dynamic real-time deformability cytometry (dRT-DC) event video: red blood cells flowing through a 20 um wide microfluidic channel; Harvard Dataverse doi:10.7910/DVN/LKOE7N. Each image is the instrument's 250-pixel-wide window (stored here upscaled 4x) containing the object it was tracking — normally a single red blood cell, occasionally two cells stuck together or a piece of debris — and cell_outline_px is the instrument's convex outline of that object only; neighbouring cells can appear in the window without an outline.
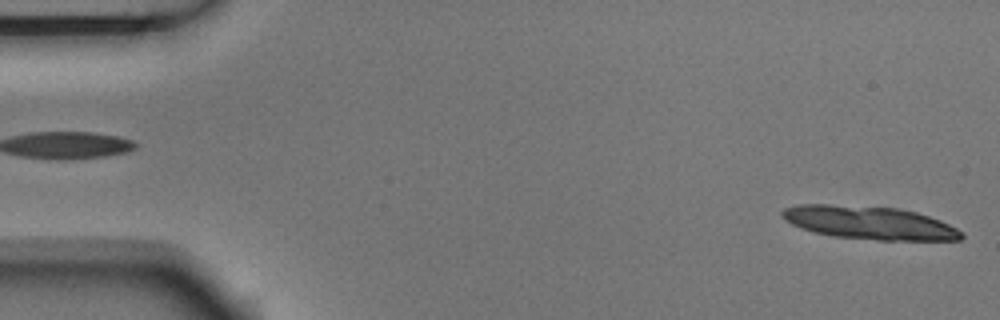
{"species": "Egyptian fruit bat (a non-hibernating species)", "species_latin": "Rousettus aegyptiacus", "temperature_condition": "room temperature", "stored_images_in_passage": 3, "segment_of_instrument_passage": [2, 2], "camera_frame_rate_fps": 3000, "um_per_image_px": 0.085, "animal": {"sex": "male"}, "frame": {"image": 1, "passage_image": 3, "time_ms": 0.667, "image_size_px": [1000, 320], "cell_outline_px": [[964, 236], [960, 240], [876, 240], [832, 236], [800, 228], [784, 220], [780, 216], [780, 212], [784, 208], [800, 204], [828, 204], [896, 208], [916, 212], [940, 220], [964, 232]], "centroid_in_image_um": [73.88, 18.93], "position_along_channel_um": 11.1, "area_um2": 34.68}}